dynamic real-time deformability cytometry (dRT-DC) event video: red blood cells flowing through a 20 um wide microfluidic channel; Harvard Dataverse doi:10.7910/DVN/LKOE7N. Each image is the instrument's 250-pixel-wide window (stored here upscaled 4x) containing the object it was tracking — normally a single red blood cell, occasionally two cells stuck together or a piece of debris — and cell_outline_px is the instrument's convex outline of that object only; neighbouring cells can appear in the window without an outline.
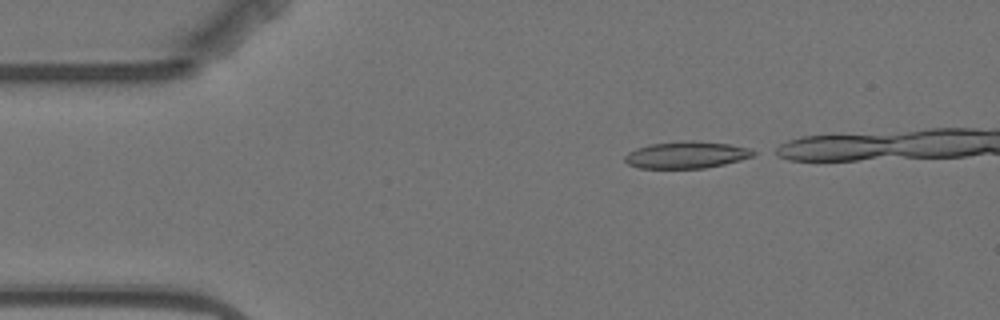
{"species": "Egyptian fruit bat (a non-hibernating species)", "species_latin": "Rousettus aegyptiacus", "temperature_condition": "warm", "stored_images_in_passage": 4, "camera_frame_rate_fps": 3000, "um_per_image_px": 0.085, "animal": {"sex": "female"}, "frame": {"image": 1, "passage_image": 1, "time_ms": 0.0, "image_size_px": [1000, 320], "cell_outline_px": [[760, 152], [752, 156], [740, 160], [724, 164], [704, 168], [640, 168], [628, 164], [624, 160], [624, 156], [628, 152], [636, 148], [648, 144], [680, 140], [692, 140], [728, 144], [752, 148]], "centroid_in_image_um": [58.36, 13.15], "position_along_channel_um": 26.6, "area_um2": 20.4}}